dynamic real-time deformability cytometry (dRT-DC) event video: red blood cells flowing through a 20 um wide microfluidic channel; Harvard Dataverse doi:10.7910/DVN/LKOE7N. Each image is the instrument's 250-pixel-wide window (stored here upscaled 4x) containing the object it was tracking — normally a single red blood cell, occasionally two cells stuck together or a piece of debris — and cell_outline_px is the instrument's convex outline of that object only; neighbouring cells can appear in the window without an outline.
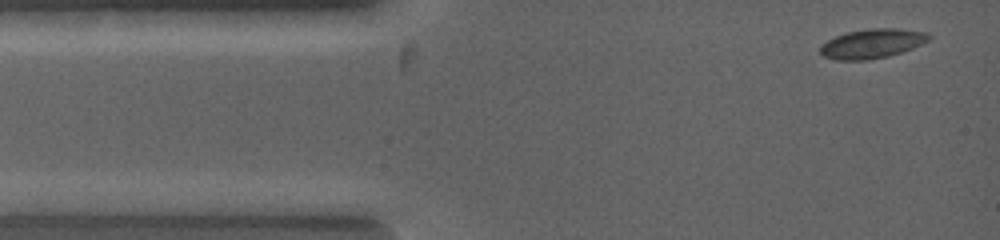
{"species": "common noctule bat (a hibernating species)", "species_latin": "Nyctalus noctula", "temperature_condition": "warm", "stored_images_in_passage": 4, "camera_frame_rate_fps": 5000, "um_per_image_px": 0.085, "animal": {"sex": "female", "body_mass_g": 19.0, "forearm_length_mm": 53.3}, "frame": {"image": 1, "passage_image": 1, "time_ms": 0.0, "image_size_px": [1000, 240], "cell_outline_px": [[932, 36], [928, 40], [912, 48], [888, 56], [864, 60], [836, 60], [824, 56], [820, 52], [820, 44], [836, 36], [848, 32], [868, 28], [900, 28], [928, 32]], "centroid_in_image_um": [74.13, 3.69], "position_along_channel_um": 10.9, "area_um2": 18.55}}